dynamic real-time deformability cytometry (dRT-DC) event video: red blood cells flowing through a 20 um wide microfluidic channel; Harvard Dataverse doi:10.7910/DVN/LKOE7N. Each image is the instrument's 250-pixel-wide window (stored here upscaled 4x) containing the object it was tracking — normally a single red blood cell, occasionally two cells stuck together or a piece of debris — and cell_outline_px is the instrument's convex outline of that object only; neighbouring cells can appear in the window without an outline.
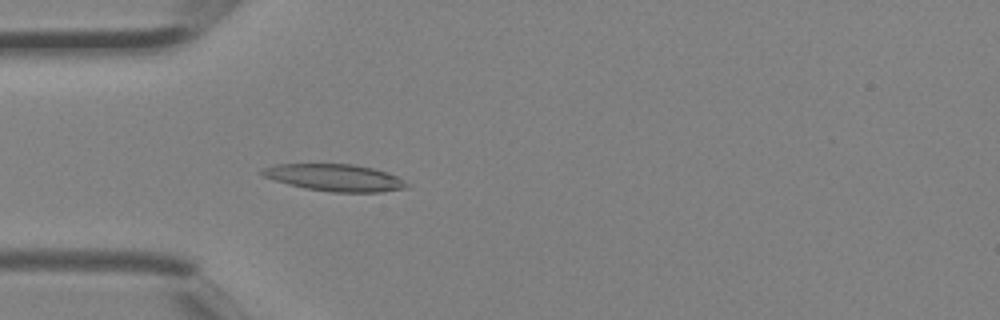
{"species": "Egyptian fruit bat (a non-hibernating species)", "species_latin": "Rousettus aegyptiacus", "temperature_condition": "room temperature", "stored_images_in_passage": 4, "camera_frame_rate_fps": 3000, "um_per_image_px": 0.085, "animal": {"sex": "female"}, "frame": {"image": 1, "passage_image": 4, "time_ms": 1.0, "image_size_px": [1000, 320], "cell_outline_px": [[408, 188], [380, 192], [332, 192], [304, 188], [288, 184], [264, 176], [260, 172], [260, 168], [276, 164], [352, 164], [372, 168], [388, 172], [396, 176], [408, 184]], "centroid_in_image_um": [28.45, 15.1], "position_along_channel_um": 56.6, "area_um2": 22.66}}